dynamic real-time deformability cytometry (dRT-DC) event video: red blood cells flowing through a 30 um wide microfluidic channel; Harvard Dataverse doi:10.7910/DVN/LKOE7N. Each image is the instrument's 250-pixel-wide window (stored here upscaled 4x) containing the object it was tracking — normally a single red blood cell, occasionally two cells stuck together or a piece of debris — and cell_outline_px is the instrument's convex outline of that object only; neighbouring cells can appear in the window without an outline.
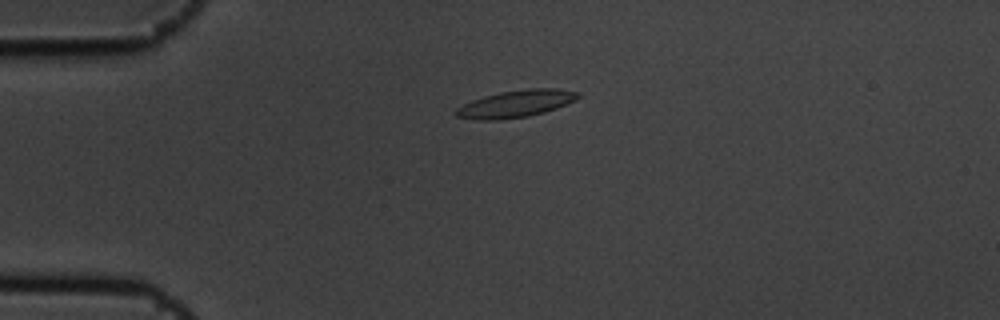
{"species": "common noctule bat (a hibernating species)", "species_latin": "Nyctalus noctula", "temperature_condition": "cold", "stored_images_in_passage": 3, "camera_frame_rate_fps": 3000, "um_per_image_px": 0.085, "animal": {"sex": "male", "body_mass_g": 19.5, "forearm_length_mm": 54.6}, "frame": {"image": 1, "passage_image": 1, "time_ms": 0.0, "image_size_px": [1000, 320], "cell_outline_px": [[580, 96], [576, 100], [556, 108], [544, 112], [528, 116], [500, 120], [476, 120], [456, 116], [456, 108], [472, 100], [484, 96], [500, 92], [528, 88], [556, 88], [580, 92]], "centroid_in_image_um": [43.87, 8.81], "position_along_channel_um": 41.1, "area_um2": 19.31}}
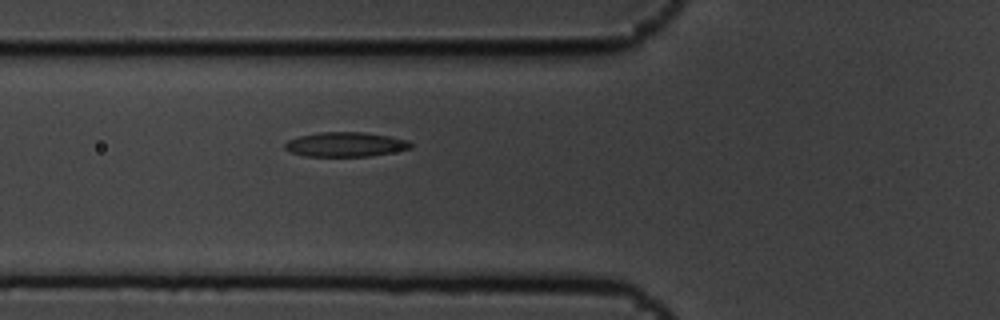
{"frame": {"image": 2, "passage_image": 3, "time_ms": 0.667, "image_size_px": [1000, 320], "cell_outline_px": [[412, 148], [392, 152], [368, 156], [304, 156], [292, 152], [284, 148], [284, 144], [288, 140], [300, 136], [320, 132], [364, 132], [388, 136], [408, 140], [412, 144]], "centroid_in_image_um": [29.36, 12.27], "position_along_channel_um": 96.4, "area_um2": 17.86}}